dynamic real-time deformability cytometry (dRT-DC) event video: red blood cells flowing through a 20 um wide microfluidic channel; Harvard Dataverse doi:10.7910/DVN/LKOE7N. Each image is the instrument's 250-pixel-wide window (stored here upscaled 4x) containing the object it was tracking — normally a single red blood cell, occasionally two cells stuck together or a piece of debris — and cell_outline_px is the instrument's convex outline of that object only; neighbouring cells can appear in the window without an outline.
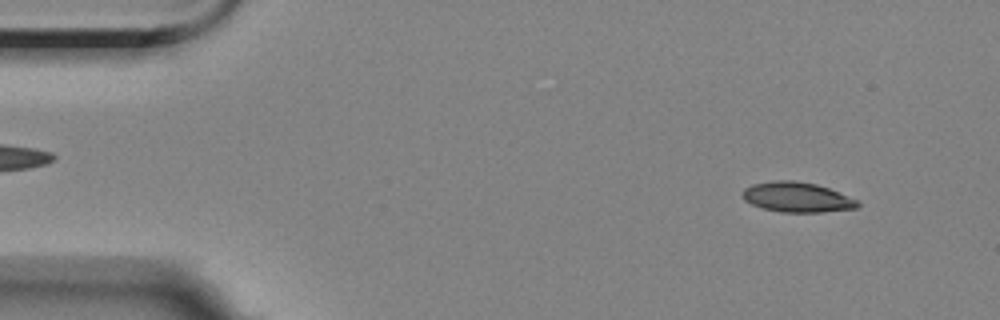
{"species": "Egyptian fruit bat (a non-hibernating species)", "species_latin": "Rousettus aegyptiacus", "temperature_condition": "room temperature", "stored_images_in_passage": 47, "camera_frame_rate_fps": 3000, "um_per_image_px": 0.085, "animal": {"sex": "female"}, "frame": {"image": 1, "passage_image": 5, "time_ms": 1.333, "image_size_px": [1000, 320], "cell_outline_px": [[860, 204], [856, 208], [824, 212], [780, 212], [764, 208], [752, 204], [744, 200], [740, 196], [744, 188], [752, 184], [776, 180], [792, 180], [816, 184], [828, 188], [860, 200]], "centroid_in_image_um": [67.75, 16.76], "position_along_channel_um": 17.3, "area_um2": 20.23}}
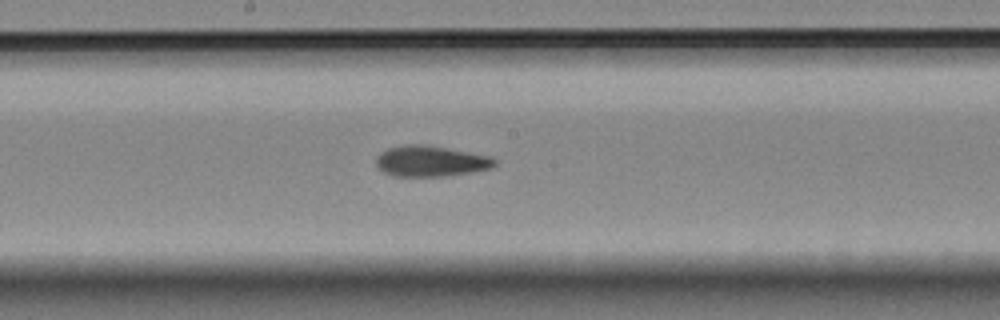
{"frame": {"image": 2, "passage_image": 29, "time_ms": 9.333, "image_size_px": [1000, 320], "cell_outline_px": [[496, 164], [492, 168], [472, 172], [444, 176], [392, 176], [384, 172], [376, 164], [376, 156], [380, 152], [388, 148], [408, 144], [424, 144], [492, 156], [496, 160]], "centroid_in_image_um": [36.62, 13.69], "position_along_channel_um": 211.6, "area_um2": 21.33}}
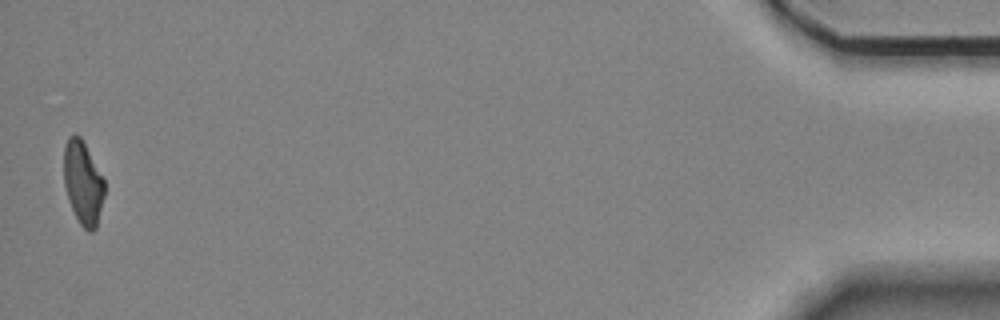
{"frame": {"image": 3, "passage_image": 47, "time_ms": 1684.667, "image_size_px": [1000, 320], "cell_outline_px": [[104, 196], [96, 228], [92, 232], [88, 232], [80, 224], [72, 208], [64, 184], [64, 148], [68, 136], [76, 132], [80, 136], [104, 180]], "centroid_in_image_um": [7.04, 15.53], "position_along_channel_um": 428.2, "area_um2": 19.48}, "authors_computed_cell_mechanics": {"area_um2": 20.9814, "velocity_mm_per_s": 3.5504, "shape_relaxation_time_tau1_ms": 6.8583, "shape_relaxation_time_tau2_ms": 2.4193, "deformation_change_tau1": 0.2005, "deformation_change_tau2": 0.0929}}